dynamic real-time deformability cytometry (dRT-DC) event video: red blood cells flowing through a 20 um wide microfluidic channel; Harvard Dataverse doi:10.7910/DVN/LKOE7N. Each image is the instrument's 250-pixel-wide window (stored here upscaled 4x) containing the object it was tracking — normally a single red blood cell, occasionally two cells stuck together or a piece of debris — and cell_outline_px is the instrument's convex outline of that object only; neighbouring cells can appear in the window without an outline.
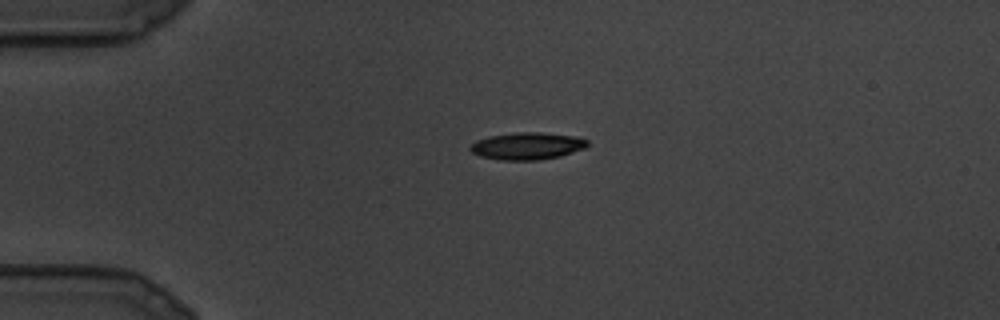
{"species": "common noctule bat (a hibernating species)", "species_latin": "Nyctalus noctula", "temperature_condition": "cold", "stored_images_in_passage": 9, "camera_frame_rate_fps": 3000, "um_per_image_px": 0.085, "animal": {"sex": "male", "body_mass_g": 19.5, "forearm_length_mm": 54.6}, "frame": {"image": 1, "passage_image": 6, "time_ms": 1.667, "image_size_px": [1000, 320], "cell_outline_px": [[588, 144], [584, 148], [560, 156], [540, 160], [500, 160], [480, 156], [472, 152], [468, 148], [476, 140], [488, 136], [516, 132], [540, 132], [572, 136], [588, 140]], "centroid_in_image_um": [44.77, 12.41], "position_along_channel_um": 40.2, "area_um2": 18.5}}
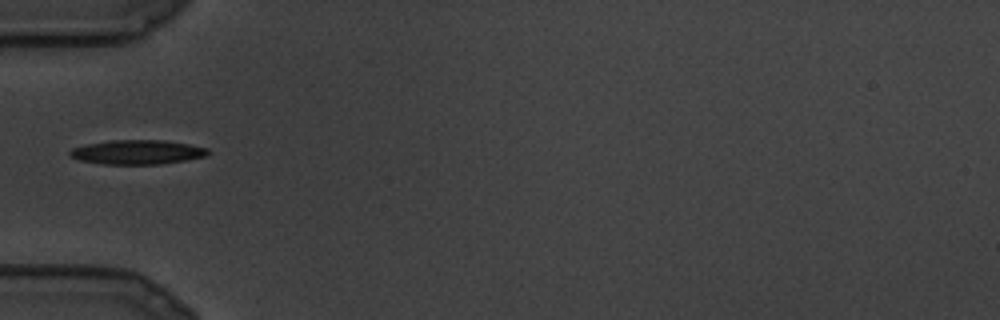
{"frame": {"image": 2, "passage_image": 8, "time_ms": 2.333, "image_size_px": [1000, 320], "cell_outline_px": [[212, 152], [208, 156], [160, 164], [104, 164], [80, 160], [72, 156], [68, 152], [72, 148], [84, 144], [112, 140], [164, 140], [188, 144], [208, 148]], "centroid_in_image_um": [11.7, 12.92], "position_along_channel_um": 73.3, "area_um2": 19.59}}